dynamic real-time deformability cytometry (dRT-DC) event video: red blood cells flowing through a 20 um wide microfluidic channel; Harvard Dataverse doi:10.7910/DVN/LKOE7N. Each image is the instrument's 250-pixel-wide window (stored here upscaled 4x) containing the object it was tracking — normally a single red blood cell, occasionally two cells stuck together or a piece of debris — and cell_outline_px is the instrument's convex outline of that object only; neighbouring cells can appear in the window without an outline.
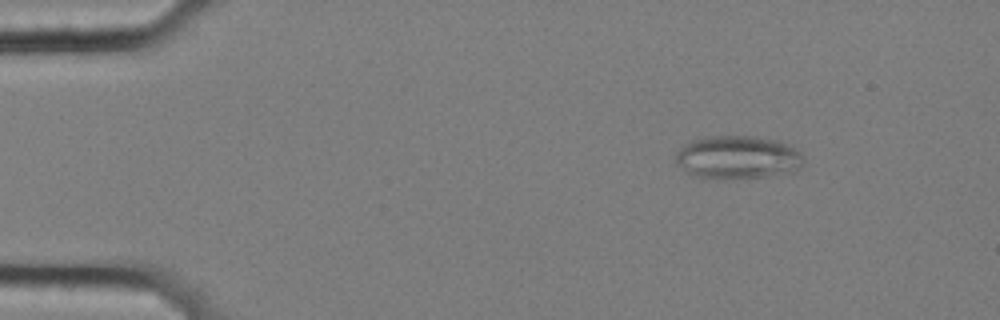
{"species": "common noctule bat (a hibernating species)", "species_latin": "Nyctalus noctula", "temperature_condition": "cold", "stored_images_in_passage": 51, "camera_frame_rate_fps": 3000, "um_per_image_px": 0.085, "animal": {"sex": "female", "body_mass_g": 25.1}, "frame": {"image": 1, "passage_image": 1, "time_ms": 0.0, "image_size_px": [1000, 320], "cell_outline_px": [[800, 164], [792, 172], [764, 176], [732, 180], [716, 180], [696, 176], [688, 172], [676, 164], [676, 152], [688, 140], [708, 136], [756, 136], [780, 140], [800, 152]], "centroid_in_image_um": [62.62, 13.37], "position_along_channel_um": 22.4, "area_um2": 32.43}}
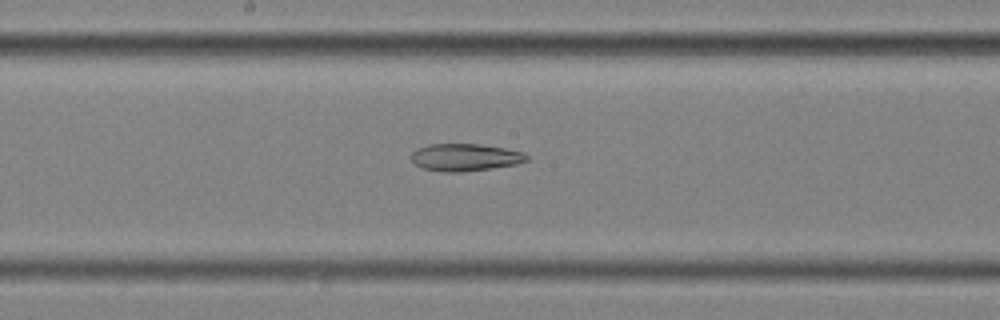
{"frame": {"image": 2, "passage_image": 24, "time_ms": 7.667, "image_size_px": [1000, 320], "cell_outline_px": [[528, 160], [516, 164], [492, 168], [460, 172], [444, 172], [424, 168], [416, 164], [412, 160], [412, 152], [416, 148], [428, 144], [476, 144], [504, 148], [524, 152], [528, 156]], "centroid_in_image_um": [39.53, 13.37], "position_along_channel_um": 208.7, "area_um2": 18.26}}
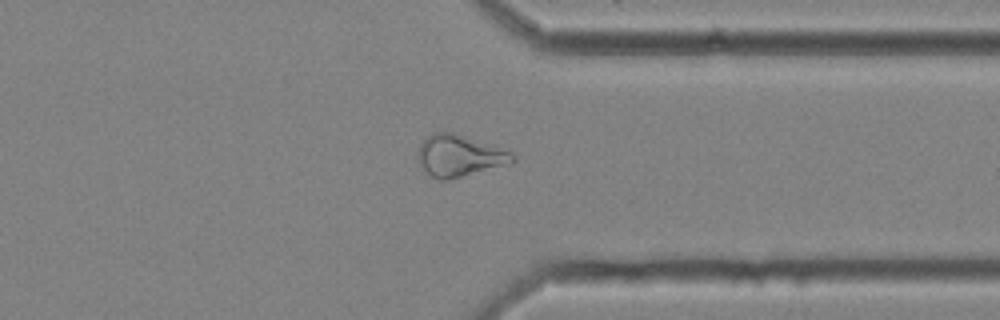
{"frame": {"image": 3, "passage_image": 38, "time_ms": 12.333, "image_size_px": [1000, 320], "cell_outline_px": [[516, 160], [508, 164], [448, 180], [440, 180], [432, 176], [420, 164], [420, 144], [428, 136], [436, 132], [452, 132], [492, 144], [512, 152], [516, 156]], "centroid_in_image_um": [39.11, 13.23], "position_along_channel_um": 372.3, "area_um2": 22.54}}